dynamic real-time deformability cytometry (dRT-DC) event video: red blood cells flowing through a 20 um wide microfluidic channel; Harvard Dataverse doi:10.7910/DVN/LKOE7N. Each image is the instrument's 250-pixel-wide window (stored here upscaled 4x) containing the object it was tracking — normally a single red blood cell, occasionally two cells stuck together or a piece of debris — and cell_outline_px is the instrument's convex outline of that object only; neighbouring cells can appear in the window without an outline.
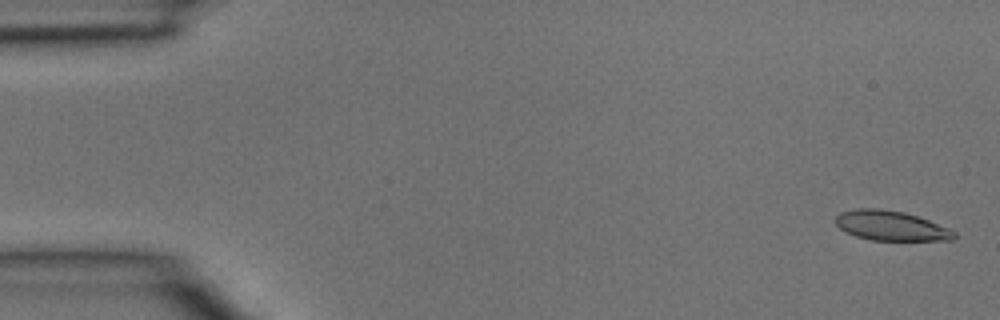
{"species": "common noctule bat (a hibernating species)", "species_latin": "Nyctalus noctula", "temperature_condition": "room temperature", "stored_images_in_passage": 11, "camera_frame_rate_fps": 3000, "um_per_image_px": 0.085, "animal": {"sex": "male", "body_mass_g": 15.6}, "frame": {"image": 1, "passage_image": 1, "time_ms": 0.0, "image_size_px": [1000, 320], "cell_outline_px": [[956, 236], [952, 240], [872, 240], [856, 236], [840, 228], [836, 224], [836, 216], [840, 212], [856, 208], [880, 208], [904, 212], [928, 220], [948, 228], [956, 232]], "centroid_in_image_um": [75.72, 19.18], "position_along_channel_um": 9.3, "area_um2": 20.4}}
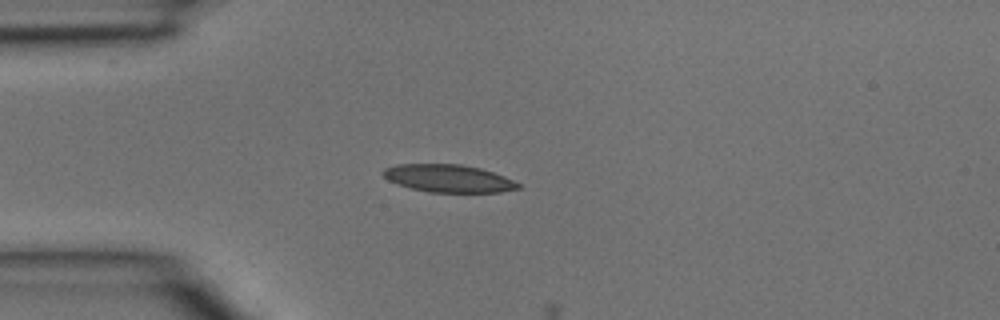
{"frame": {"image": 2, "passage_image": 10, "time_ms": 3.0, "image_size_px": [1000, 320], "cell_outline_px": [[520, 188], [500, 192], [428, 192], [412, 188], [388, 180], [380, 172], [384, 168], [396, 164], [460, 164], [480, 168], [504, 176], [520, 184]], "centroid_in_image_um": [38.1, 15.16], "position_along_channel_um": 46.9, "area_um2": 21.62}}